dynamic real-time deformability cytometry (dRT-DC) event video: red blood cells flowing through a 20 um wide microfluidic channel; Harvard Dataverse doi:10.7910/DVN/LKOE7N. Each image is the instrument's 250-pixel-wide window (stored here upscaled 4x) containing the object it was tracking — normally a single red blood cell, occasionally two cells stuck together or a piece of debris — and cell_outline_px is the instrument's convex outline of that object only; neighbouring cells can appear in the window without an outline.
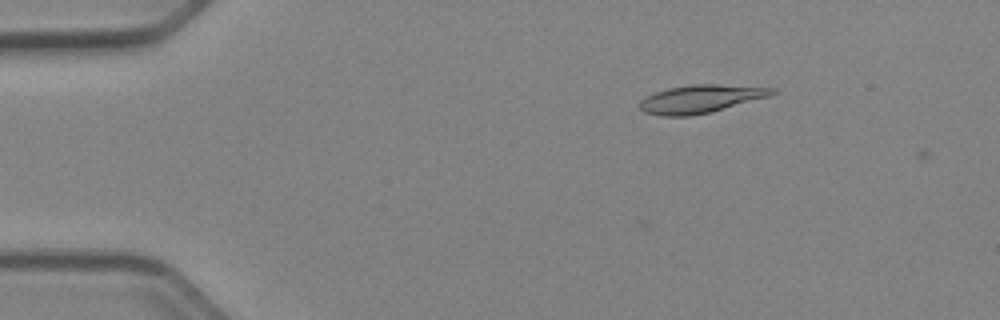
{"species": "Egyptian fruit bat (a non-hibernating species)", "species_latin": "Rousettus aegyptiacus", "temperature_condition": "cold", "stored_images_in_passage": 11, "camera_frame_rate_fps": 3000, "um_per_image_px": 0.085, "animal": {"sex": "female"}, "frame": {"image": 1, "passage_image": 4, "time_ms": 1.0, "image_size_px": [1000, 320], "cell_outline_px": [[776, 92], [768, 96], [712, 112], [692, 116], [664, 116], [644, 112], [640, 108], [640, 100], [644, 96], [668, 88], [692, 84], [716, 84], [776, 88]], "centroid_in_image_um": [59.52, 8.41], "position_along_channel_um": 25.5, "area_um2": 21.56}}